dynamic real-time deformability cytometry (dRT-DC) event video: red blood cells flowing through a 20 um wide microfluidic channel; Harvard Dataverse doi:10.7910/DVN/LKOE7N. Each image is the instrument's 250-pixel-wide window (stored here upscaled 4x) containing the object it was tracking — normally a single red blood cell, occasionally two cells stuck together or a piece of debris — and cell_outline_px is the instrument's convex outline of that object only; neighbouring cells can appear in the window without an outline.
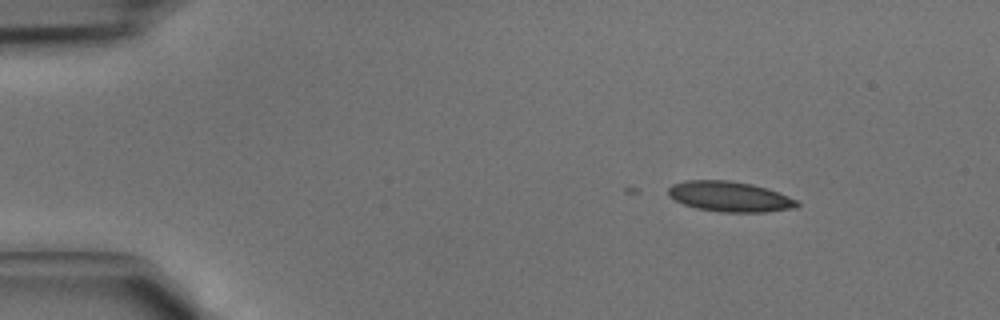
{"species": "common noctule bat (a hibernating species)", "species_latin": "Nyctalus noctula", "temperature_condition": "cold", "stored_images_in_passage": 3, "camera_frame_rate_fps": 3000, "um_per_image_px": 0.085, "animal": {"sex": "male", "body_mass_g": 15.6}, "frame": {"image": 1, "passage_image": 1, "time_ms": 0.0, "image_size_px": [1000, 320], "cell_outline_px": [[800, 204], [796, 208], [768, 212], [724, 212], [696, 208], [684, 204], [668, 196], [668, 188], [672, 184], [688, 180], [728, 180], [752, 184], [768, 188], [788, 196], [796, 200]], "centroid_in_image_um": [62.04, 16.71], "position_along_channel_um": 23.0, "area_um2": 22.77}}
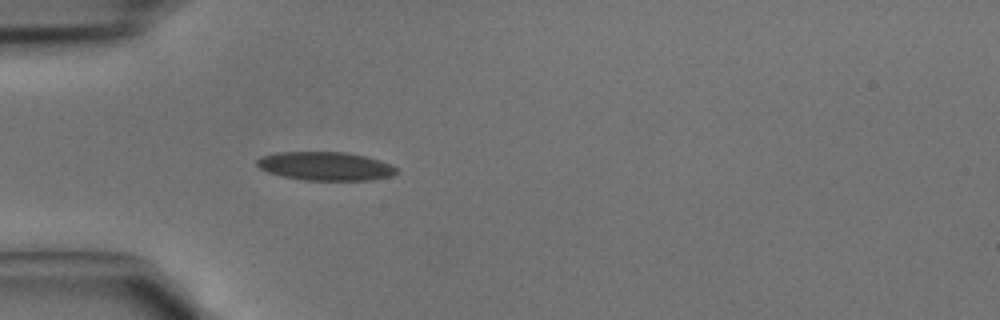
{"frame": {"image": 2, "passage_image": 3, "time_ms": 0.667, "image_size_px": [1000, 320], "cell_outline_px": [[396, 172], [392, 176], [368, 180], [304, 180], [284, 176], [268, 172], [260, 168], [256, 164], [256, 160], [260, 156], [276, 152], [348, 152], [380, 160], [392, 164], [396, 168]], "centroid_in_image_um": [27.65, 14.11], "position_along_channel_um": 57.4, "area_um2": 23.24}}